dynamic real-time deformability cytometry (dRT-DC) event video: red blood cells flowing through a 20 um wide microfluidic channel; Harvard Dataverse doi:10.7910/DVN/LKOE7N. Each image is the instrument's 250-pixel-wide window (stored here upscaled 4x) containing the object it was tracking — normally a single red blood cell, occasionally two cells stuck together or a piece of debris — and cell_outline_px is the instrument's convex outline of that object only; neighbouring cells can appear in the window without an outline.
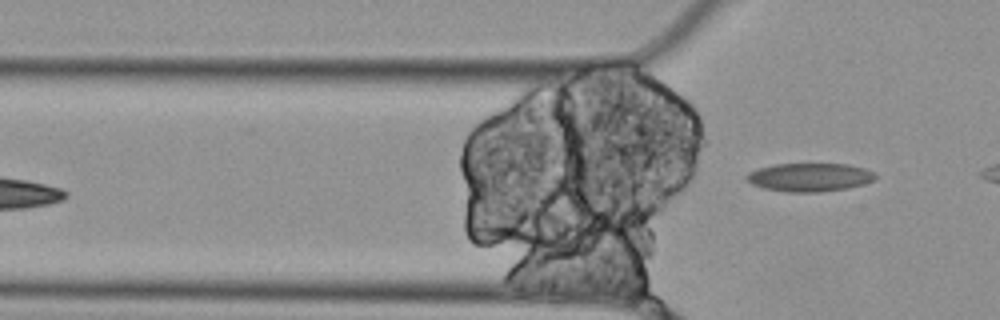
{"species": "Egyptian fruit bat (a non-hibernating species)", "species_latin": "Rousettus aegyptiacus", "temperature_condition": "cold", "stored_images_in_passage": 6, "camera_frame_rate_fps": 3000, "um_per_image_px": 0.085, "animal": {"sex": "female"}, "frame": {"image": 1, "passage_image": 6, "time_ms": 1.667, "image_size_px": [1000, 320], "cell_outline_px": [[876, 176], [872, 180], [864, 184], [848, 188], [820, 192], [784, 192], [764, 188], [752, 184], [744, 176], [748, 172], [756, 168], [772, 164], [848, 164], [864, 168], [876, 172]], "centroid_in_image_um": [68.79, 15.06], "position_along_channel_um": 57.0, "area_um2": 21.5}}